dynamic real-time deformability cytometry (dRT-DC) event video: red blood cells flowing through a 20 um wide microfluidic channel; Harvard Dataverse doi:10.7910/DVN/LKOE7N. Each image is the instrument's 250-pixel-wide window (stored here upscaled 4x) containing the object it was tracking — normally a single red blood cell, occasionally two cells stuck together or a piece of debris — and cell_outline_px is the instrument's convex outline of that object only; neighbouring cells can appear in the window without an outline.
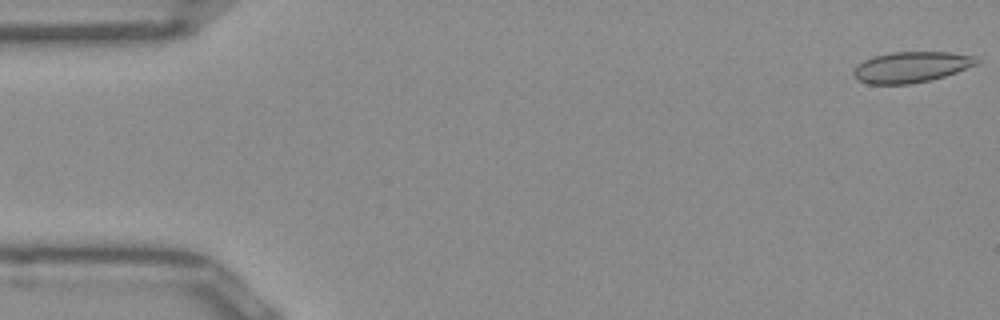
{"species": "Egyptian fruit bat (a non-hibernating species)", "species_latin": "Rousettus aegyptiacus", "temperature_condition": "room temperature", "stored_images_in_passage": 51, "camera_frame_rate_fps": 3000, "um_per_image_px": 0.085, "frame": {"image": 1, "passage_image": 1, "time_ms": 0.0, "image_size_px": [1000, 320], "cell_outline_px": [[980, 60], [976, 64], [956, 72], [944, 76], [928, 80], [908, 84], [868, 84], [852, 76], [852, 72], [864, 60], [872, 56], [892, 52], [948, 52], [976, 56]], "centroid_in_image_um": [77.44, 5.69], "position_along_channel_um": 7.6, "area_um2": 21.91}}
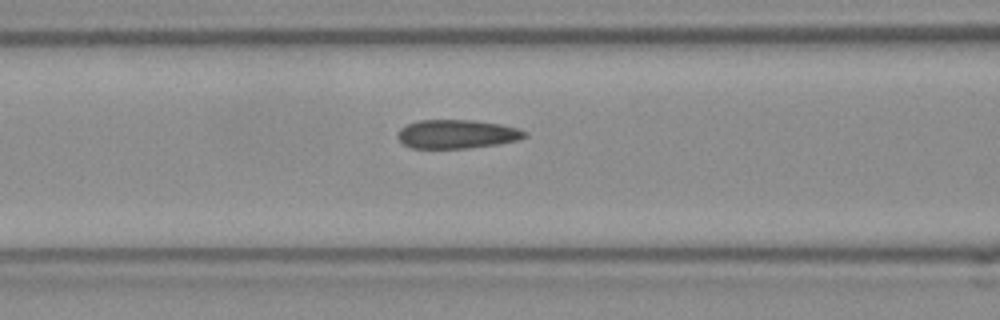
{"frame": {"image": 2, "passage_image": 20, "time_ms": 6.333, "image_size_px": [1000, 320], "cell_outline_px": [[528, 136], [516, 140], [496, 144], [468, 148], [412, 148], [404, 144], [396, 136], [400, 128], [408, 124], [420, 120], [472, 120], [500, 124], [520, 128], [528, 132]], "centroid_in_image_um": [38.85, 11.39], "position_along_channel_um": 127.7, "area_um2": 21.27}}
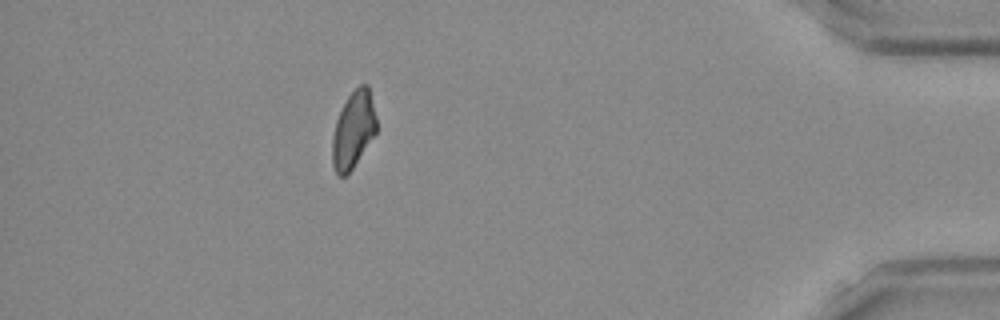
{"frame": {"image": 3, "passage_image": 45, "time_ms": 14.667, "image_size_px": [1000, 320], "cell_outline_px": [[376, 132], [352, 168], [344, 176], [340, 176], [336, 172], [332, 164], [332, 136], [336, 120], [348, 96], [360, 84], [368, 84], [376, 116]], "centroid_in_image_um": [30.02, 11.01], "position_along_channel_um": 405.2, "area_um2": 19.42}, "authors_computed_cell_mechanics": {"area_um2": 21.386, "velocity_mm_per_s": 3.965, "shape_relaxation_time_tau1_ms": null, "shape_relaxation_time_tau2_ms": 2.0822, "deformation_change_tau1": null, "deformation_change_tau2": 0.0738}}